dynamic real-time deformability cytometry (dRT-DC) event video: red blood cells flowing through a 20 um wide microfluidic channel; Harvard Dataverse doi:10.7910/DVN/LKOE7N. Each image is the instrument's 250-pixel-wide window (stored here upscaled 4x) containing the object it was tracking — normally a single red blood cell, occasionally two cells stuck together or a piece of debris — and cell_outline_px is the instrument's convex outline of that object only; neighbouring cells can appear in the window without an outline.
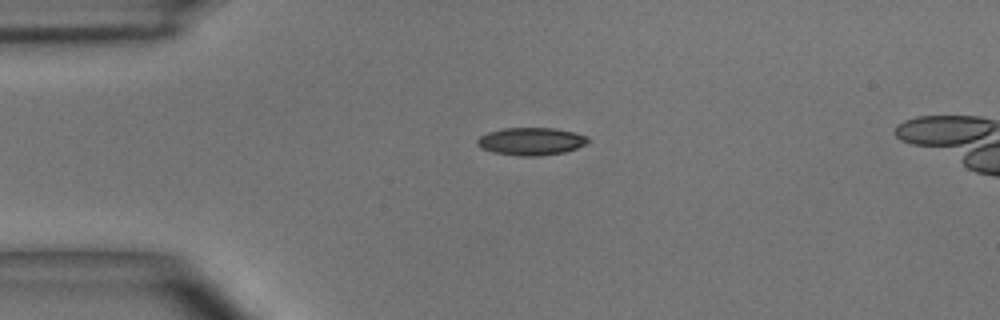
{"species": "common noctule bat (a hibernating species)", "species_latin": "Nyctalus noctula", "temperature_condition": "room temperature", "stored_images_in_passage": 39, "camera_frame_rate_fps": 3000, "um_per_image_px": 0.085, "animal": {"sex": "male", "body_mass_g": 15.6}, "frame": {"image": 1, "passage_image": 1, "time_ms": 0.0, "image_size_px": [1000, 320], "cell_outline_px": [[588, 140], [584, 144], [576, 148], [564, 152], [540, 156], [516, 156], [492, 152], [480, 148], [476, 144], [476, 140], [480, 136], [488, 132], [504, 128], [556, 128], [576, 132], [588, 136]], "centroid_in_image_um": [45.11, 12.01], "position_along_channel_um": 39.9, "area_um2": 17.98}}
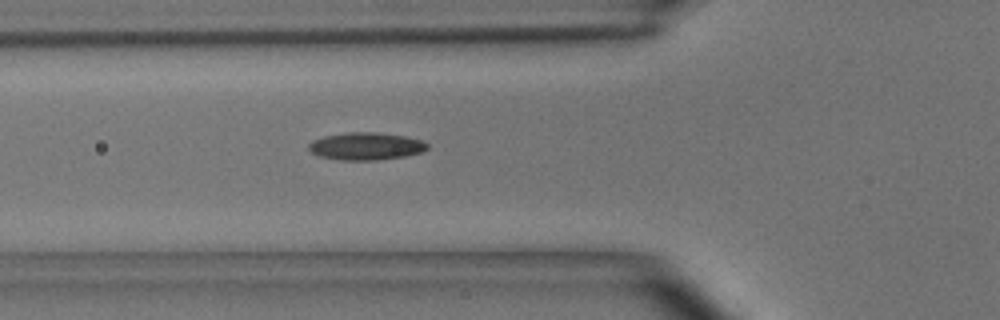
{"frame": {"image": 2, "passage_image": 7, "time_ms": 2.0, "image_size_px": [1000, 320], "cell_outline_px": [[428, 148], [424, 152], [404, 156], [376, 160], [344, 160], [320, 156], [312, 152], [308, 148], [308, 144], [312, 140], [324, 136], [348, 132], [376, 132], [404, 136], [420, 140], [428, 144]], "centroid_in_image_um": [31.11, 12.42], "position_along_channel_um": 94.7, "area_um2": 18.9}}
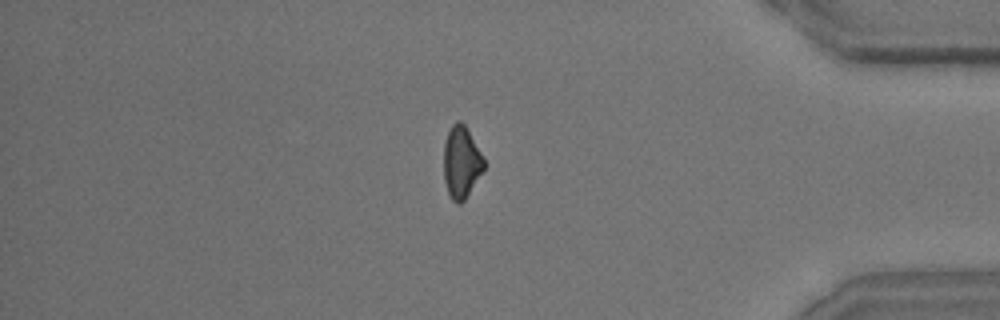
{"frame": {"image": 3, "passage_image": 32, "time_ms": 10.333, "image_size_px": [1000, 320], "cell_outline_px": [[484, 168], [464, 200], [460, 204], [456, 204], [452, 200], [448, 192], [444, 180], [444, 144], [448, 132], [452, 124], [456, 120], [460, 120], [464, 124], [480, 152], [484, 160]], "centroid_in_image_um": [39.19, 13.79], "position_along_channel_um": 396.0, "area_um2": 16.53}}